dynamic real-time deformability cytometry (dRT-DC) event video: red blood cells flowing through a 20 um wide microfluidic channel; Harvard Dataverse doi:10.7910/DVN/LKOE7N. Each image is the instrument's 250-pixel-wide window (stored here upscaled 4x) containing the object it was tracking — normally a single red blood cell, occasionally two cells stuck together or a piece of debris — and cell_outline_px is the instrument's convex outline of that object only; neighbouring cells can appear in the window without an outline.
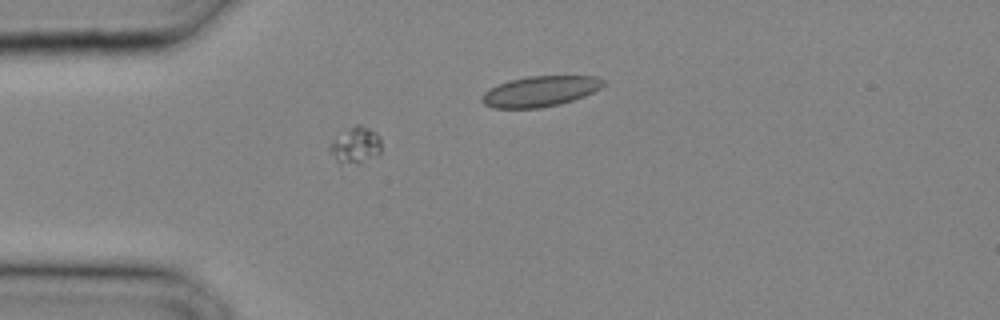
{"species": "common noctule bat (a hibernating species)", "species_latin": "Nyctalus noctula", "temperature_condition": "cold", "stored_images_in_passage": 17, "camera_frame_rate_fps": 3000, "um_per_image_px": 0.085, "animal": {"sex": "male", "body_mass_g": 20.4}, "frame": {"image": 1, "passage_image": 1, "time_ms": 0.0, "image_size_px": [1000, 320], "cell_outline_px": [[380, 152], [360, 164], [340, 168], [328, 148], [332, 144], [356, 124], [360, 124], [376, 132], [380, 136]], "centroid_in_image_um": [30.23, 12.44], "position_along_channel_um": 54.8, "area_um2": 10.81}}